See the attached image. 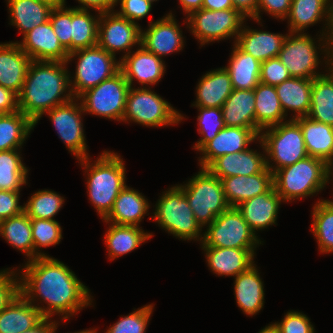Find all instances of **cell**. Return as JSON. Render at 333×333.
Masks as SVG:
<instances>
[{
    "label": "cell",
    "mask_w": 333,
    "mask_h": 333,
    "mask_svg": "<svg viewBox=\"0 0 333 333\" xmlns=\"http://www.w3.org/2000/svg\"><path fill=\"white\" fill-rule=\"evenodd\" d=\"M233 283L234 298L242 312L249 317L258 314L265 303V290L257 265L237 275Z\"/></svg>",
    "instance_id": "cell-27"
},
{
    "label": "cell",
    "mask_w": 333,
    "mask_h": 333,
    "mask_svg": "<svg viewBox=\"0 0 333 333\" xmlns=\"http://www.w3.org/2000/svg\"><path fill=\"white\" fill-rule=\"evenodd\" d=\"M129 88L123 73L119 71L96 87L83 92L78 99L85 114L122 122Z\"/></svg>",
    "instance_id": "cell-13"
},
{
    "label": "cell",
    "mask_w": 333,
    "mask_h": 333,
    "mask_svg": "<svg viewBox=\"0 0 333 333\" xmlns=\"http://www.w3.org/2000/svg\"><path fill=\"white\" fill-rule=\"evenodd\" d=\"M79 6H74L78 9L95 10L97 13H105L114 11L117 5V0H76Z\"/></svg>",
    "instance_id": "cell-55"
},
{
    "label": "cell",
    "mask_w": 333,
    "mask_h": 333,
    "mask_svg": "<svg viewBox=\"0 0 333 333\" xmlns=\"http://www.w3.org/2000/svg\"><path fill=\"white\" fill-rule=\"evenodd\" d=\"M291 3L292 0H258L257 14L250 20L256 21L263 27L261 12H265L275 19L284 21L290 12Z\"/></svg>",
    "instance_id": "cell-53"
},
{
    "label": "cell",
    "mask_w": 333,
    "mask_h": 333,
    "mask_svg": "<svg viewBox=\"0 0 333 333\" xmlns=\"http://www.w3.org/2000/svg\"><path fill=\"white\" fill-rule=\"evenodd\" d=\"M309 118L333 126V65L312 82Z\"/></svg>",
    "instance_id": "cell-37"
},
{
    "label": "cell",
    "mask_w": 333,
    "mask_h": 333,
    "mask_svg": "<svg viewBox=\"0 0 333 333\" xmlns=\"http://www.w3.org/2000/svg\"><path fill=\"white\" fill-rule=\"evenodd\" d=\"M100 13L72 7L71 53L97 45Z\"/></svg>",
    "instance_id": "cell-41"
},
{
    "label": "cell",
    "mask_w": 333,
    "mask_h": 333,
    "mask_svg": "<svg viewBox=\"0 0 333 333\" xmlns=\"http://www.w3.org/2000/svg\"><path fill=\"white\" fill-rule=\"evenodd\" d=\"M234 9L252 19L257 14L258 0H232Z\"/></svg>",
    "instance_id": "cell-57"
},
{
    "label": "cell",
    "mask_w": 333,
    "mask_h": 333,
    "mask_svg": "<svg viewBox=\"0 0 333 333\" xmlns=\"http://www.w3.org/2000/svg\"><path fill=\"white\" fill-rule=\"evenodd\" d=\"M154 206L155 211L149 220H154L161 229L178 239L202 242V227L195 219L188 199L179 185L175 184L162 192Z\"/></svg>",
    "instance_id": "cell-6"
},
{
    "label": "cell",
    "mask_w": 333,
    "mask_h": 333,
    "mask_svg": "<svg viewBox=\"0 0 333 333\" xmlns=\"http://www.w3.org/2000/svg\"><path fill=\"white\" fill-rule=\"evenodd\" d=\"M67 65V62L31 61L18 105L34 126L46 112L74 98Z\"/></svg>",
    "instance_id": "cell-2"
},
{
    "label": "cell",
    "mask_w": 333,
    "mask_h": 333,
    "mask_svg": "<svg viewBox=\"0 0 333 333\" xmlns=\"http://www.w3.org/2000/svg\"><path fill=\"white\" fill-rule=\"evenodd\" d=\"M18 44L32 60L67 62L68 52L57 38L50 20L35 26Z\"/></svg>",
    "instance_id": "cell-21"
},
{
    "label": "cell",
    "mask_w": 333,
    "mask_h": 333,
    "mask_svg": "<svg viewBox=\"0 0 333 333\" xmlns=\"http://www.w3.org/2000/svg\"><path fill=\"white\" fill-rule=\"evenodd\" d=\"M259 139L265 149L267 168L273 174L308 156L302 129L294 119L264 128Z\"/></svg>",
    "instance_id": "cell-7"
},
{
    "label": "cell",
    "mask_w": 333,
    "mask_h": 333,
    "mask_svg": "<svg viewBox=\"0 0 333 333\" xmlns=\"http://www.w3.org/2000/svg\"><path fill=\"white\" fill-rule=\"evenodd\" d=\"M21 149L0 152V190L21 191L27 185L28 167L23 163Z\"/></svg>",
    "instance_id": "cell-43"
},
{
    "label": "cell",
    "mask_w": 333,
    "mask_h": 333,
    "mask_svg": "<svg viewBox=\"0 0 333 333\" xmlns=\"http://www.w3.org/2000/svg\"><path fill=\"white\" fill-rule=\"evenodd\" d=\"M45 317L19 294L0 312V333H21L37 326Z\"/></svg>",
    "instance_id": "cell-34"
},
{
    "label": "cell",
    "mask_w": 333,
    "mask_h": 333,
    "mask_svg": "<svg viewBox=\"0 0 333 333\" xmlns=\"http://www.w3.org/2000/svg\"><path fill=\"white\" fill-rule=\"evenodd\" d=\"M19 111L18 95L0 85V114Z\"/></svg>",
    "instance_id": "cell-56"
},
{
    "label": "cell",
    "mask_w": 333,
    "mask_h": 333,
    "mask_svg": "<svg viewBox=\"0 0 333 333\" xmlns=\"http://www.w3.org/2000/svg\"><path fill=\"white\" fill-rule=\"evenodd\" d=\"M119 60L120 71L130 87H133V81L135 80L139 82L140 87L151 88L152 85H157L166 71V64L163 58L149 52L142 45L138 46L136 51L132 50L128 55L119 58Z\"/></svg>",
    "instance_id": "cell-17"
},
{
    "label": "cell",
    "mask_w": 333,
    "mask_h": 333,
    "mask_svg": "<svg viewBox=\"0 0 333 333\" xmlns=\"http://www.w3.org/2000/svg\"><path fill=\"white\" fill-rule=\"evenodd\" d=\"M184 191L194 217L202 228L210 225L230 206L226 202L219 178L206 168L199 169L185 184H178Z\"/></svg>",
    "instance_id": "cell-10"
},
{
    "label": "cell",
    "mask_w": 333,
    "mask_h": 333,
    "mask_svg": "<svg viewBox=\"0 0 333 333\" xmlns=\"http://www.w3.org/2000/svg\"><path fill=\"white\" fill-rule=\"evenodd\" d=\"M259 139V134L251 128L225 126L211 141L200 150L198 157L200 168H206L216 158L235 152H243L252 142Z\"/></svg>",
    "instance_id": "cell-19"
},
{
    "label": "cell",
    "mask_w": 333,
    "mask_h": 333,
    "mask_svg": "<svg viewBox=\"0 0 333 333\" xmlns=\"http://www.w3.org/2000/svg\"><path fill=\"white\" fill-rule=\"evenodd\" d=\"M245 24V25H244ZM236 44L246 53L251 54L260 62L278 57L282 45L288 33H272L250 28L244 23Z\"/></svg>",
    "instance_id": "cell-28"
},
{
    "label": "cell",
    "mask_w": 333,
    "mask_h": 333,
    "mask_svg": "<svg viewBox=\"0 0 333 333\" xmlns=\"http://www.w3.org/2000/svg\"><path fill=\"white\" fill-rule=\"evenodd\" d=\"M259 142L262 154L250 147L243 152H235L222 155L213 160L206 169L217 178H225L230 176H251L263 172L267 168L266 154L263 143Z\"/></svg>",
    "instance_id": "cell-20"
},
{
    "label": "cell",
    "mask_w": 333,
    "mask_h": 333,
    "mask_svg": "<svg viewBox=\"0 0 333 333\" xmlns=\"http://www.w3.org/2000/svg\"><path fill=\"white\" fill-rule=\"evenodd\" d=\"M228 62L224 68L230 75L233 89L253 90L260 83L261 62L234 42Z\"/></svg>",
    "instance_id": "cell-35"
},
{
    "label": "cell",
    "mask_w": 333,
    "mask_h": 333,
    "mask_svg": "<svg viewBox=\"0 0 333 333\" xmlns=\"http://www.w3.org/2000/svg\"><path fill=\"white\" fill-rule=\"evenodd\" d=\"M282 202L283 199L273 186L268 192L242 202L237 209L257 236L258 231L277 225V214Z\"/></svg>",
    "instance_id": "cell-24"
},
{
    "label": "cell",
    "mask_w": 333,
    "mask_h": 333,
    "mask_svg": "<svg viewBox=\"0 0 333 333\" xmlns=\"http://www.w3.org/2000/svg\"><path fill=\"white\" fill-rule=\"evenodd\" d=\"M34 127L20 110L0 114V152L21 149Z\"/></svg>",
    "instance_id": "cell-40"
},
{
    "label": "cell",
    "mask_w": 333,
    "mask_h": 333,
    "mask_svg": "<svg viewBox=\"0 0 333 333\" xmlns=\"http://www.w3.org/2000/svg\"><path fill=\"white\" fill-rule=\"evenodd\" d=\"M232 91L230 75L224 67L207 71L196 85V100L191 105L221 108Z\"/></svg>",
    "instance_id": "cell-29"
},
{
    "label": "cell",
    "mask_w": 333,
    "mask_h": 333,
    "mask_svg": "<svg viewBox=\"0 0 333 333\" xmlns=\"http://www.w3.org/2000/svg\"><path fill=\"white\" fill-rule=\"evenodd\" d=\"M285 19L288 21V32L304 33L310 26L323 21L326 26L320 34L333 35V0H292Z\"/></svg>",
    "instance_id": "cell-18"
},
{
    "label": "cell",
    "mask_w": 333,
    "mask_h": 333,
    "mask_svg": "<svg viewBox=\"0 0 333 333\" xmlns=\"http://www.w3.org/2000/svg\"><path fill=\"white\" fill-rule=\"evenodd\" d=\"M301 127L308 156L333 162V126L315 121L308 116L294 119Z\"/></svg>",
    "instance_id": "cell-31"
},
{
    "label": "cell",
    "mask_w": 333,
    "mask_h": 333,
    "mask_svg": "<svg viewBox=\"0 0 333 333\" xmlns=\"http://www.w3.org/2000/svg\"><path fill=\"white\" fill-rule=\"evenodd\" d=\"M205 228L200 246L257 249L264 242L250 229L237 207H229Z\"/></svg>",
    "instance_id": "cell-12"
},
{
    "label": "cell",
    "mask_w": 333,
    "mask_h": 333,
    "mask_svg": "<svg viewBox=\"0 0 333 333\" xmlns=\"http://www.w3.org/2000/svg\"><path fill=\"white\" fill-rule=\"evenodd\" d=\"M199 111L197 116L198 133L201 138L194 144L193 149L197 152L225 127L221 108H206L194 106Z\"/></svg>",
    "instance_id": "cell-46"
},
{
    "label": "cell",
    "mask_w": 333,
    "mask_h": 333,
    "mask_svg": "<svg viewBox=\"0 0 333 333\" xmlns=\"http://www.w3.org/2000/svg\"><path fill=\"white\" fill-rule=\"evenodd\" d=\"M152 87H130L126 97V108L122 121L135 122L146 127L177 125L184 117Z\"/></svg>",
    "instance_id": "cell-8"
},
{
    "label": "cell",
    "mask_w": 333,
    "mask_h": 333,
    "mask_svg": "<svg viewBox=\"0 0 333 333\" xmlns=\"http://www.w3.org/2000/svg\"><path fill=\"white\" fill-rule=\"evenodd\" d=\"M289 78H291L289 71L278 57L261 62V83L276 86Z\"/></svg>",
    "instance_id": "cell-51"
},
{
    "label": "cell",
    "mask_w": 333,
    "mask_h": 333,
    "mask_svg": "<svg viewBox=\"0 0 333 333\" xmlns=\"http://www.w3.org/2000/svg\"><path fill=\"white\" fill-rule=\"evenodd\" d=\"M115 11L100 13L97 45L116 56L117 52L128 55L133 46L141 45V28Z\"/></svg>",
    "instance_id": "cell-15"
},
{
    "label": "cell",
    "mask_w": 333,
    "mask_h": 333,
    "mask_svg": "<svg viewBox=\"0 0 333 333\" xmlns=\"http://www.w3.org/2000/svg\"><path fill=\"white\" fill-rule=\"evenodd\" d=\"M65 198L51 189L38 190L24 204V212L30 219L55 220L65 203Z\"/></svg>",
    "instance_id": "cell-44"
},
{
    "label": "cell",
    "mask_w": 333,
    "mask_h": 333,
    "mask_svg": "<svg viewBox=\"0 0 333 333\" xmlns=\"http://www.w3.org/2000/svg\"><path fill=\"white\" fill-rule=\"evenodd\" d=\"M329 181V165L323 160L307 156L273 174L275 191L284 202L314 196Z\"/></svg>",
    "instance_id": "cell-5"
},
{
    "label": "cell",
    "mask_w": 333,
    "mask_h": 333,
    "mask_svg": "<svg viewBox=\"0 0 333 333\" xmlns=\"http://www.w3.org/2000/svg\"><path fill=\"white\" fill-rule=\"evenodd\" d=\"M60 322L52 320V318H44L37 326L31 330L24 331L21 333H53L57 330Z\"/></svg>",
    "instance_id": "cell-58"
},
{
    "label": "cell",
    "mask_w": 333,
    "mask_h": 333,
    "mask_svg": "<svg viewBox=\"0 0 333 333\" xmlns=\"http://www.w3.org/2000/svg\"><path fill=\"white\" fill-rule=\"evenodd\" d=\"M20 294V278L17 269L0 270V312Z\"/></svg>",
    "instance_id": "cell-50"
},
{
    "label": "cell",
    "mask_w": 333,
    "mask_h": 333,
    "mask_svg": "<svg viewBox=\"0 0 333 333\" xmlns=\"http://www.w3.org/2000/svg\"><path fill=\"white\" fill-rule=\"evenodd\" d=\"M72 60H77L74 77L69 72L70 88L74 98L120 71V60L98 45L68 54L67 63Z\"/></svg>",
    "instance_id": "cell-9"
},
{
    "label": "cell",
    "mask_w": 333,
    "mask_h": 333,
    "mask_svg": "<svg viewBox=\"0 0 333 333\" xmlns=\"http://www.w3.org/2000/svg\"><path fill=\"white\" fill-rule=\"evenodd\" d=\"M184 19H186L184 20L186 28L200 42V46H205V44L230 38H233L235 43L244 22L248 18L234 8L223 10L201 8L191 12Z\"/></svg>",
    "instance_id": "cell-11"
},
{
    "label": "cell",
    "mask_w": 333,
    "mask_h": 333,
    "mask_svg": "<svg viewBox=\"0 0 333 333\" xmlns=\"http://www.w3.org/2000/svg\"><path fill=\"white\" fill-rule=\"evenodd\" d=\"M278 333H315L310 318L295 310H289L280 322L271 323Z\"/></svg>",
    "instance_id": "cell-49"
},
{
    "label": "cell",
    "mask_w": 333,
    "mask_h": 333,
    "mask_svg": "<svg viewBox=\"0 0 333 333\" xmlns=\"http://www.w3.org/2000/svg\"><path fill=\"white\" fill-rule=\"evenodd\" d=\"M21 267L17 270L20 294L37 307L45 318L58 315L61 321L66 322L83 308L92 305L90 289L67 265L54 257H37Z\"/></svg>",
    "instance_id": "cell-1"
},
{
    "label": "cell",
    "mask_w": 333,
    "mask_h": 333,
    "mask_svg": "<svg viewBox=\"0 0 333 333\" xmlns=\"http://www.w3.org/2000/svg\"><path fill=\"white\" fill-rule=\"evenodd\" d=\"M254 94L256 124L262 130L288 121V117L281 107L275 86L260 82L254 88Z\"/></svg>",
    "instance_id": "cell-38"
},
{
    "label": "cell",
    "mask_w": 333,
    "mask_h": 333,
    "mask_svg": "<svg viewBox=\"0 0 333 333\" xmlns=\"http://www.w3.org/2000/svg\"><path fill=\"white\" fill-rule=\"evenodd\" d=\"M148 2H150L152 5L154 4L153 2L159 1V0H147Z\"/></svg>",
    "instance_id": "cell-65"
},
{
    "label": "cell",
    "mask_w": 333,
    "mask_h": 333,
    "mask_svg": "<svg viewBox=\"0 0 333 333\" xmlns=\"http://www.w3.org/2000/svg\"><path fill=\"white\" fill-rule=\"evenodd\" d=\"M34 259L49 256L42 252L45 247L56 246L62 240V228L58 221L49 219H31Z\"/></svg>",
    "instance_id": "cell-45"
},
{
    "label": "cell",
    "mask_w": 333,
    "mask_h": 333,
    "mask_svg": "<svg viewBox=\"0 0 333 333\" xmlns=\"http://www.w3.org/2000/svg\"><path fill=\"white\" fill-rule=\"evenodd\" d=\"M226 202L237 207L242 202L268 192L273 186V173L266 168L251 176H230L220 179Z\"/></svg>",
    "instance_id": "cell-23"
},
{
    "label": "cell",
    "mask_w": 333,
    "mask_h": 333,
    "mask_svg": "<svg viewBox=\"0 0 333 333\" xmlns=\"http://www.w3.org/2000/svg\"><path fill=\"white\" fill-rule=\"evenodd\" d=\"M49 20L61 45L67 50L68 54H70L72 7L65 6L52 9Z\"/></svg>",
    "instance_id": "cell-48"
},
{
    "label": "cell",
    "mask_w": 333,
    "mask_h": 333,
    "mask_svg": "<svg viewBox=\"0 0 333 333\" xmlns=\"http://www.w3.org/2000/svg\"><path fill=\"white\" fill-rule=\"evenodd\" d=\"M0 236L8 244L24 253L27 261L34 259L31 219L24 211L0 221Z\"/></svg>",
    "instance_id": "cell-39"
},
{
    "label": "cell",
    "mask_w": 333,
    "mask_h": 333,
    "mask_svg": "<svg viewBox=\"0 0 333 333\" xmlns=\"http://www.w3.org/2000/svg\"><path fill=\"white\" fill-rule=\"evenodd\" d=\"M209 270L218 276L235 278L255 264L257 249L218 248L201 246Z\"/></svg>",
    "instance_id": "cell-22"
},
{
    "label": "cell",
    "mask_w": 333,
    "mask_h": 333,
    "mask_svg": "<svg viewBox=\"0 0 333 333\" xmlns=\"http://www.w3.org/2000/svg\"><path fill=\"white\" fill-rule=\"evenodd\" d=\"M258 333H278V332L271 324H268L263 329H261Z\"/></svg>",
    "instance_id": "cell-62"
},
{
    "label": "cell",
    "mask_w": 333,
    "mask_h": 333,
    "mask_svg": "<svg viewBox=\"0 0 333 333\" xmlns=\"http://www.w3.org/2000/svg\"><path fill=\"white\" fill-rule=\"evenodd\" d=\"M331 177H333V162L329 165V180L332 181Z\"/></svg>",
    "instance_id": "cell-63"
},
{
    "label": "cell",
    "mask_w": 333,
    "mask_h": 333,
    "mask_svg": "<svg viewBox=\"0 0 333 333\" xmlns=\"http://www.w3.org/2000/svg\"><path fill=\"white\" fill-rule=\"evenodd\" d=\"M49 5L54 8H61L66 6V0H36Z\"/></svg>",
    "instance_id": "cell-61"
},
{
    "label": "cell",
    "mask_w": 333,
    "mask_h": 333,
    "mask_svg": "<svg viewBox=\"0 0 333 333\" xmlns=\"http://www.w3.org/2000/svg\"><path fill=\"white\" fill-rule=\"evenodd\" d=\"M78 98L54 107L45 113L54 125L58 138L63 141L66 148L77 159L89 157L86 144V135L83 129V107Z\"/></svg>",
    "instance_id": "cell-14"
},
{
    "label": "cell",
    "mask_w": 333,
    "mask_h": 333,
    "mask_svg": "<svg viewBox=\"0 0 333 333\" xmlns=\"http://www.w3.org/2000/svg\"><path fill=\"white\" fill-rule=\"evenodd\" d=\"M31 61L18 41L0 43V85L19 95Z\"/></svg>",
    "instance_id": "cell-25"
},
{
    "label": "cell",
    "mask_w": 333,
    "mask_h": 333,
    "mask_svg": "<svg viewBox=\"0 0 333 333\" xmlns=\"http://www.w3.org/2000/svg\"><path fill=\"white\" fill-rule=\"evenodd\" d=\"M202 8L207 10H223L234 7L232 0H203Z\"/></svg>",
    "instance_id": "cell-59"
},
{
    "label": "cell",
    "mask_w": 333,
    "mask_h": 333,
    "mask_svg": "<svg viewBox=\"0 0 333 333\" xmlns=\"http://www.w3.org/2000/svg\"><path fill=\"white\" fill-rule=\"evenodd\" d=\"M109 227L104 235L108 256L111 261L137 249L154 235L145 232L142 227L107 223Z\"/></svg>",
    "instance_id": "cell-33"
},
{
    "label": "cell",
    "mask_w": 333,
    "mask_h": 333,
    "mask_svg": "<svg viewBox=\"0 0 333 333\" xmlns=\"http://www.w3.org/2000/svg\"><path fill=\"white\" fill-rule=\"evenodd\" d=\"M178 2L186 17L191 12L201 9L203 4V0H178Z\"/></svg>",
    "instance_id": "cell-60"
},
{
    "label": "cell",
    "mask_w": 333,
    "mask_h": 333,
    "mask_svg": "<svg viewBox=\"0 0 333 333\" xmlns=\"http://www.w3.org/2000/svg\"><path fill=\"white\" fill-rule=\"evenodd\" d=\"M175 17L170 11L162 18L150 21L148 28L141 29V45L160 58L182 51L186 39Z\"/></svg>",
    "instance_id": "cell-16"
},
{
    "label": "cell",
    "mask_w": 333,
    "mask_h": 333,
    "mask_svg": "<svg viewBox=\"0 0 333 333\" xmlns=\"http://www.w3.org/2000/svg\"><path fill=\"white\" fill-rule=\"evenodd\" d=\"M313 79L291 77L275 86L284 114L289 119L307 116L310 111Z\"/></svg>",
    "instance_id": "cell-32"
},
{
    "label": "cell",
    "mask_w": 333,
    "mask_h": 333,
    "mask_svg": "<svg viewBox=\"0 0 333 333\" xmlns=\"http://www.w3.org/2000/svg\"><path fill=\"white\" fill-rule=\"evenodd\" d=\"M97 159H79L86 175L88 198L103 220L112 210L114 201L126 184L123 158L114 151L104 150Z\"/></svg>",
    "instance_id": "cell-3"
},
{
    "label": "cell",
    "mask_w": 333,
    "mask_h": 333,
    "mask_svg": "<svg viewBox=\"0 0 333 333\" xmlns=\"http://www.w3.org/2000/svg\"><path fill=\"white\" fill-rule=\"evenodd\" d=\"M318 37L312 38L308 32H288L278 58L291 77L314 79L325 73L318 70L323 62L325 71L333 65V35L319 34Z\"/></svg>",
    "instance_id": "cell-4"
},
{
    "label": "cell",
    "mask_w": 333,
    "mask_h": 333,
    "mask_svg": "<svg viewBox=\"0 0 333 333\" xmlns=\"http://www.w3.org/2000/svg\"><path fill=\"white\" fill-rule=\"evenodd\" d=\"M117 4L120 9L114 11L135 24H138L136 20H142L152 11V4L147 0H117Z\"/></svg>",
    "instance_id": "cell-52"
},
{
    "label": "cell",
    "mask_w": 333,
    "mask_h": 333,
    "mask_svg": "<svg viewBox=\"0 0 333 333\" xmlns=\"http://www.w3.org/2000/svg\"><path fill=\"white\" fill-rule=\"evenodd\" d=\"M155 304L144 305L141 308L133 309L128 315L122 316L113 325H110L105 333H146ZM94 333H98L93 328Z\"/></svg>",
    "instance_id": "cell-47"
},
{
    "label": "cell",
    "mask_w": 333,
    "mask_h": 333,
    "mask_svg": "<svg viewBox=\"0 0 333 333\" xmlns=\"http://www.w3.org/2000/svg\"><path fill=\"white\" fill-rule=\"evenodd\" d=\"M9 12V25L15 26L24 36L35 26L49 20L52 7L36 0H5Z\"/></svg>",
    "instance_id": "cell-36"
},
{
    "label": "cell",
    "mask_w": 333,
    "mask_h": 333,
    "mask_svg": "<svg viewBox=\"0 0 333 333\" xmlns=\"http://www.w3.org/2000/svg\"><path fill=\"white\" fill-rule=\"evenodd\" d=\"M20 192L0 190V221L24 211V205L19 204Z\"/></svg>",
    "instance_id": "cell-54"
},
{
    "label": "cell",
    "mask_w": 333,
    "mask_h": 333,
    "mask_svg": "<svg viewBox=\"0 0 333 333\" xmlns=\"http://www.w3.org/2000/svg\"><path fill=\"white\" fill-rule=\"evenodd\" d=\"M310 231L320 253H333V200L319 199L313 206Z\"/></svg>",
    "instance_id": "cell-42"
},
{
    "label": "cell",
    "mask_w": 333,
    "mask_h": 333,
    "mask_svg": "<svg viewBox=\"0 0 333 333\" xmlns=\"http://www.w3.org/2000/svg\"><path fill=\"white\" fill-rule=\"evenodd\" d=\"M139 192L126 185L115 199L112 210L102 221L140 227L144 216L149 215L151 205L148 199Z\"/></svg>",
    "instance_id": "cell-26"
},
{
    "label": "cell",
    "mask_w": 333,
    "mask_h": 333,
    "mask_svg": "<svg viewBox=\"0 0 333 333\" xmlns=\"http://www.w3.org/2000/svg\"><path fill=\"white\" fill-rule=\"evenodd\" d=\"M56 331H54L53 333H55ZM71 333V332H70ZM74 333H94V330L93 329H86V330H80V331H77V332H74Z\"/></svg>",
    "instance_id": "cell-64"
},
{
    "label": "cell",
    "mask_w": 333,
    "mask_h": 333,
    "mask_svg": "<svg viewBox=\"0 0 333 333\" xmlns=\"http://www.w3.org/2000/svg\"><path fill=\"white\" fill-rule=\"evenodd\" d=\"M221 109L225 126L251 128L260 135L262 129L256 124L254 89H233Z\"/></svg>",
    "instance_id": "cell-30"
}]
</instances>
